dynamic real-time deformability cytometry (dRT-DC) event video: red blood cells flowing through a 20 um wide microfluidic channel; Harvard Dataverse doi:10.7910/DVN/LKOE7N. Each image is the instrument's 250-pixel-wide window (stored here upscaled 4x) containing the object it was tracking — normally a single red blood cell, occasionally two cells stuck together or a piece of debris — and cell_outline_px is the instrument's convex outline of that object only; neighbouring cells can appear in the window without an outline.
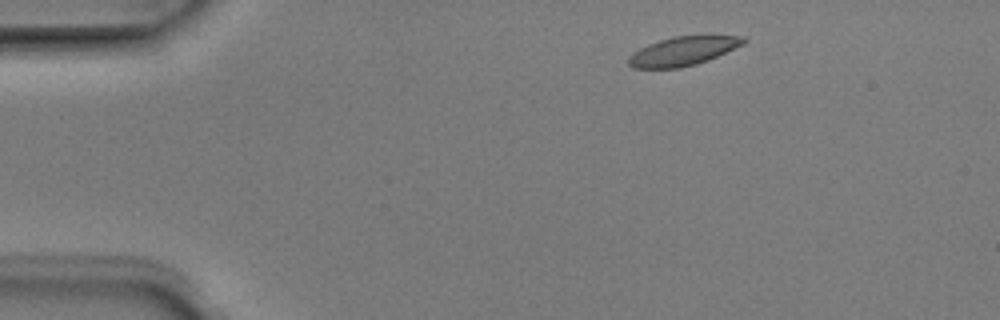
{"species": "Egyptian fruit bat (a non-hibernating species)", "species_latin": "Rousettus aegyptiacus", "temperature_condition": "room temperature", "stored_images_in_passage": 3, "camera_frame_rate_fps": 3000, "um_per_image_px": 0.085, "animal": {"sex": "male"}, "frame": {"image": 1, "passage_image": 1, "time_ms": 0.0, "image_size_px": [1000, 320], "cell_outline_px": [[748, 40], [744, 44], [708, 60], [696, 64], [680, 68], [632, 68], [628, 64], [628, 56], [632, 52], [648, 44], [672, 36], [708, 32], [744, 36]], "centroid_in_image_um": [58.14, 4.28], "position_along_channel_um": 26.9, "area_um2": 20.4}}
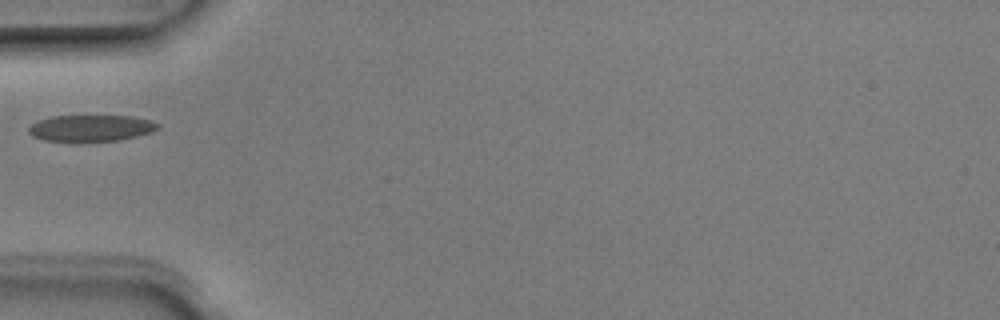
{"frame": {"image": 2, "passage_image": 3, "time_ms": 0.667, "image_size_px": [1000, 320], "cell_outline_px": [[160, 128], [152, 132], [120, 140], [80, 144], [76, 144], [44, 140], [32, 136], [28, 132], [28, 128], [32, 124], [40, 120], [52, 116], [132, 116], [148, 120], [160, 124]], "centroid_in_image_um": [7.7, 10.94], "position_along_channel_um": 77.3, "area_um2": 20.63}}